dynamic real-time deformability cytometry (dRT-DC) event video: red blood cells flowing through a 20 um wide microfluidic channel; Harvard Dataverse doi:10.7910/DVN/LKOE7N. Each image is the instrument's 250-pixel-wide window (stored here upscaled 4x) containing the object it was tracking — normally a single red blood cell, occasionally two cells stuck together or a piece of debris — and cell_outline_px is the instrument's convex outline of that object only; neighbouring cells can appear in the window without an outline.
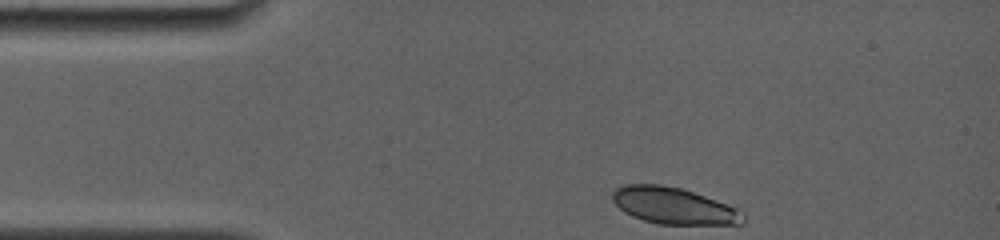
{"species": "common noctule bat (a hibernating species)", "species_latin": "Nyctalus noctula", "temperature_condition": "room temperature", "stored_images_in_passage": 5, "camera_frame_rate_fps": 4000, "um_per_image_px": 0.085, "animal": {"sex": "female", "body_mass_g": 19.0, "forearm_length_mm": 56.7}, "frame": {"image": 1, "passage_image": 1, "time_ms": 0.0, "image_size_px": [1000, 240], "cell_outline_px": [[744, 224], [656, 224], [632, 216], [624, 212], [612, 200], [612, 192], [616, 188], [624, 184], [660, 184], [680, 188], [740, 208], [744, 212]], "centroid_in_image_um": [57.28, 17.49], "position_along_channel_um": 27.7, "area_um2": 27.92}}